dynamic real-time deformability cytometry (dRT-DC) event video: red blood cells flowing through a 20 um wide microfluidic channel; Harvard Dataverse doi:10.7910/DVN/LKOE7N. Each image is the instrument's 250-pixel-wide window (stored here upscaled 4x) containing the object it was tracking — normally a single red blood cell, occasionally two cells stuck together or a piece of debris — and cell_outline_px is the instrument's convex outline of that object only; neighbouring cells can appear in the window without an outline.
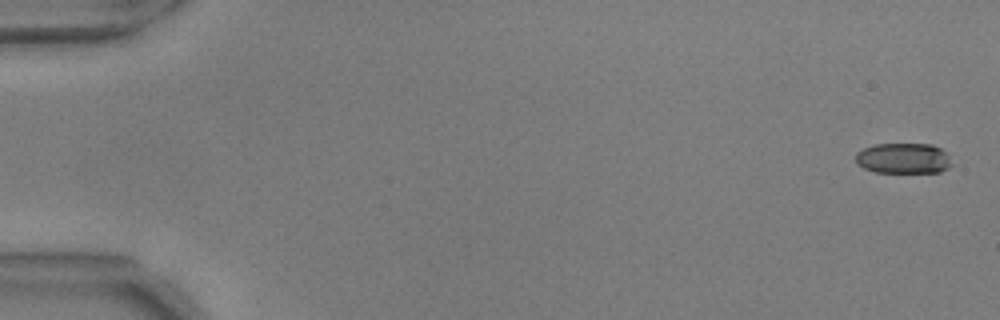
{"species": "common noctule bat (a hibernating species)", "species_latin": "Nyctalus noctula", "temperature_condition": "warm", "stored_images_in_passage": 33, "camera_frame_rate_fps": 3000, "um_per_image_px": 0.085, "animal": {"sex": "male", "body_mass_g": 17.9, "forearm_length_mm": 54.2}, "frame": {"image": 1, "passage_image": 1, "time_ms": 0.0, "image_size_px": [1000, 320], "cell_outline_px": [[952, 164], [948, 168], [940, 172], [876, 172], [864, 168], [856, 164], [856, 152], [864, 148], [876, 144], [932, 144], [948, 152]], "centroid_in_image_um": [76.81, 13.45], "position_along_channel_um": 8.2, "area_um2": 17.22}}
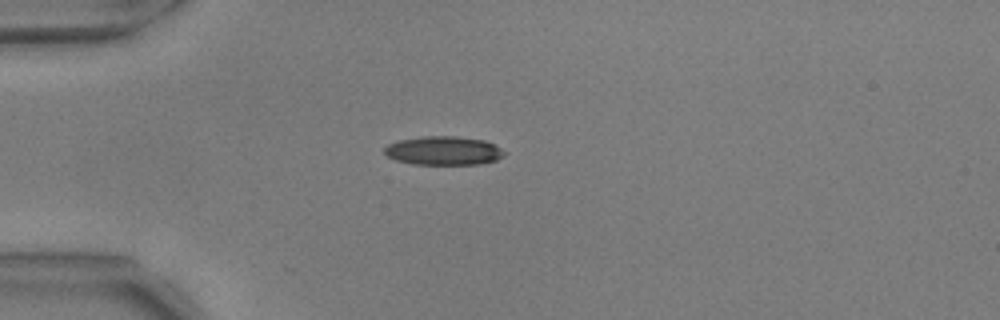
{"frame": {"image": 2, "passage_image": 15, "time_ms": 4.667, "image_size_px": [1000, 320], "cell_outline_px": [[508, 152], [504, 156], [496, 160], [480, 164], [412, 164], [396, 160], [388, 156], [384, 152], [384, 148], [388, 144], [400, 140], [424, 136], [452, 136], [484, 140]], "centroid_in_image_um": [37.72, 12.81], "position_along_channel_um": 47.3, "area_um2": 20.0}}
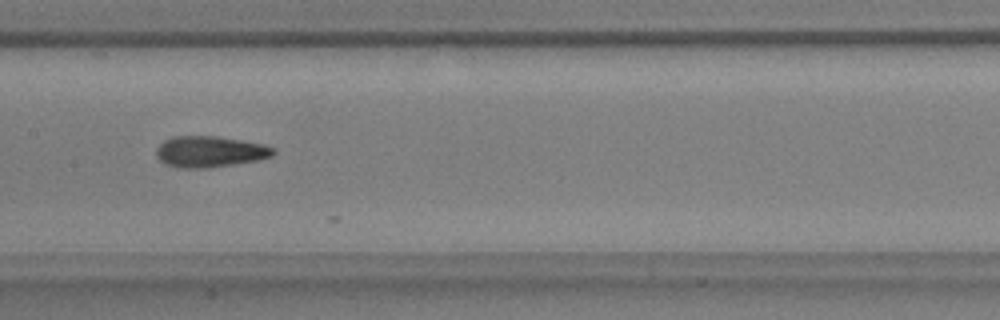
{"frame": {"image": 3, "passage_image": 28, "time_ms": 9.0, "image_size_px": [1000, 320], "cell_outline_px": [[276, 152], [272, 156], [260, 160], [204, 168], [180, 168], [168, 164], [160, 160], [156, 156], [156, 148], [164, 140], [172, 136], [216, 136], [264, 144], [276, 148]], "centroid_in_image_um": [17.86, 12.88], "position_along_channel_um": 189.5, "area_um2": 21.21}}